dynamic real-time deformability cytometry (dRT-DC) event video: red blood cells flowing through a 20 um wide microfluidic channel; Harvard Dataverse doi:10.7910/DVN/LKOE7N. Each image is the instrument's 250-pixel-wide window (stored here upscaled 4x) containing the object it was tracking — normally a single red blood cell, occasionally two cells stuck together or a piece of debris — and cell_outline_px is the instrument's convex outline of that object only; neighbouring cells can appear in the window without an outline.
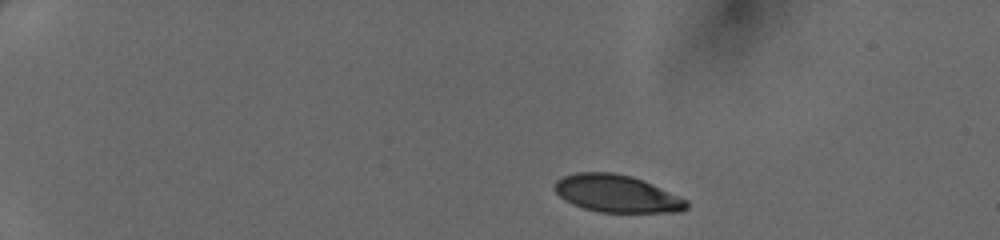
{"species": "human", "species_latin": "Homo sapiens", "temperature_condition": "cold", "stored_images_in_passage": 39, "camera_frame_rate_fps": 3000, "um_per_image_px": 0.085, "donor": {"sex": "female"}, "frame": {"image": 1, "passage_image": 1, "time_ms": 0.0, "image_size_px": [1000, 240], "cell_outline_px": [[688, 208], [680, 212], [600, 212], [584, 208], [572, 204], [564, 200], [552, 188], [556, 180], [564, 176], [576, 172], [612, 172], [632, 176], [652, 184], [688, 200]], "centroid_in_image_um": [52.41, 16.46], "position_along_channel_um": 32.6, "area_um2": 28.78}}
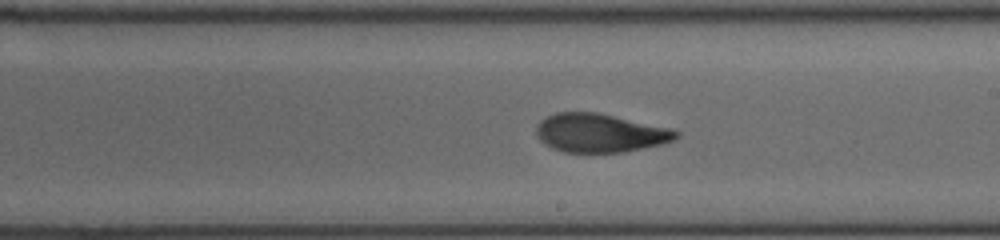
{"frame": {"image": 2, "passage_image": 22, "time_ms": 7.0, "image_size_px": [1000, 240], "cell_outline_px": [[680, 136], [676, 140], [660, 144], [624, 152], [564, 152], [552, 148], [544, 144], [540, 140], [536, 132], [536, 124], [540, 120], [556, 112], [596, 112], [672, 128], [680, 132]], "centroid_in_image_um": [51.01, 11.3], "position_along_channel_um": 238.0, "area_um2": 31.56}}
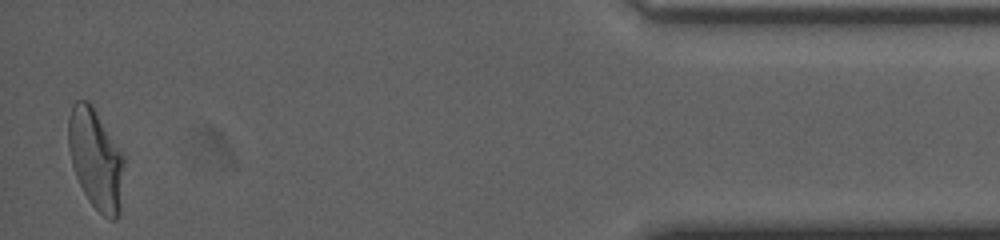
{"frame": {"image": 3, "passage_image": 39, "time_ms": 12.667, "image_size_px": [1000, 240], "cell_outline_px": [[124, 164], [120, 212], [116, 220], [112, 220], [104, 216], [92, 204], [84, 192], [76, 176], [72, 164], [68, 148], [68, 116], [72, 104], [76, 100], [88, 100], [92, 104], [124, 156]], "centroid_in_image_um": [8.13, 13.49], "position_along_channel_um": 427.1, "area_um2": 32.54}}